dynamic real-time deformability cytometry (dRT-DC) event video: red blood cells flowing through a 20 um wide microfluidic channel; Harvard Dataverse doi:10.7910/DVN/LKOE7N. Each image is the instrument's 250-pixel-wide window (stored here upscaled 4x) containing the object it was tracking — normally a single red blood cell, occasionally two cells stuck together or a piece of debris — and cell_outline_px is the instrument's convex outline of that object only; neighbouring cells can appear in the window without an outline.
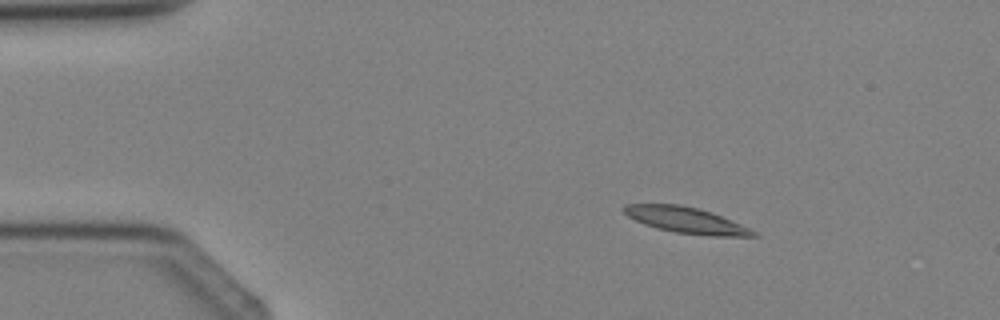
{"species": "Egyptian fruit bat (a non-hibernating species)", "species_latin": "Rousettus aegyptiacus", "temperature_condition": "cold", "stored_images_in_passage": 2, "camera_frame_rate_fps": 3000, "um_per_image_px": 0.085, "animal": {"sex": "female"}, "frame": {"image": 1, "passage_image": 1, "time_ms": 0.0, "image_size_px": [1000, 320], "cell_outline_px": [[760, 236], [712, 236], [676, 232], [656, 228], [644, 224], [628, 216], [624, 212], [624, 204], [680, 204], [696, 208], [720, 216], [740, 224], [756, 232]], "centroid_in_image_um": [58.29, 18.72], "position_along_channel_um": 26.7, "area_um2": 19.13}}